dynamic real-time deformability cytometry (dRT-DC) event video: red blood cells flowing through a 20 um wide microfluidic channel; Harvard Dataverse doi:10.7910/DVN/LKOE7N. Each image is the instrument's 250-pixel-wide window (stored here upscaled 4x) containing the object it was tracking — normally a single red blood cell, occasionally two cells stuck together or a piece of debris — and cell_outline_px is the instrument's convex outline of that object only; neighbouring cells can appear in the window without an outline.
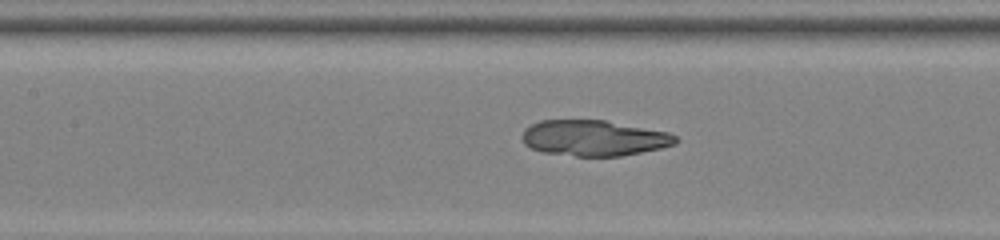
{"species": "common noctule bat (a hibernating species)", "species_latin": "Nyctalus noctula", "temperature_condition": "room temperature", "stored_images_in_passage": 43, "camera_frame_rate_fps": 3000, "um_per_image_px": 0.085, "animal": {"sex": "female", "body_mass_g": 22.0, "forearm_length_mm": 56.7}, "frame": {"image": 1, "passage_image": 16, "time_ms": 5.0, "image_size_px": [1000, 240], "cell_outline_px": [[680, 140], [676, 144], [660, 148], [620, 156], [576, 156], [544, 152], [532, 148], [524, 144], [524, 128], [540, 120], [604, 120], [668, 132], [676, 136]], "centroid_in_image_um": [50.51, 11.73], "position_along_channel_um": 156.9, "area_um2": 31.73}}
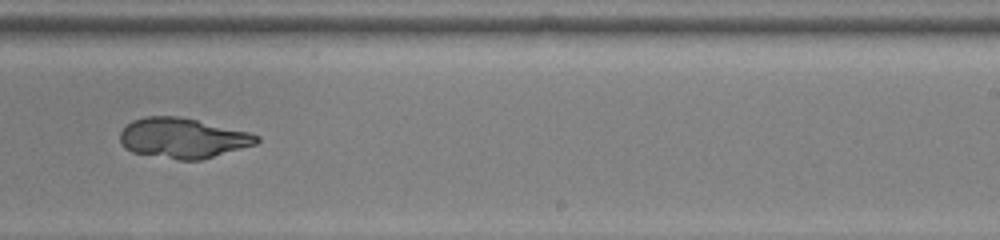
{"frame": {"image": 2, "passage_image": 25, "time_ms": 8.0, "image_size_px": [1000, 240], "cell_outline_px": [[260, 140], [256, 144], [200, 160], [176, 160], [132, 152], [124, 148], [120, 144], [120, 132], [132, 120], [144, 116], [180, 116], [248, 132], [260, 136]], "centroid_in_image_um": [15.5, 11.74], "position_along_channel_um": 273.5, "area_um2": 31.96}}
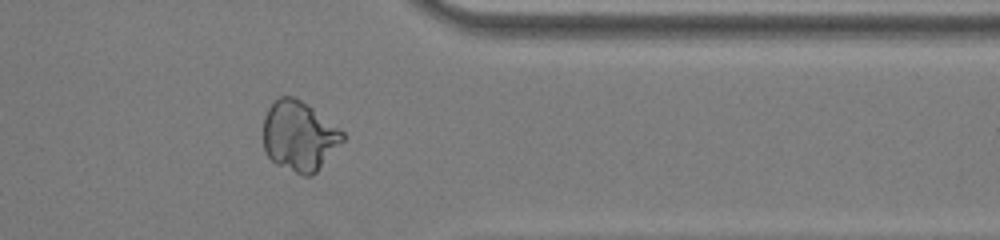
{"frame": {"image": 3, "passage_image": 34, "time_ms": 11.0, "image_size_px": [1000, 240], "cell_outline_px": [[344, 140], [316, 172], [312, 176], [304, 176], [276, 164], [264, 152], [264, 116], [272, 100], [280, 96], [292, 96], [300, 100], [312, 108], [340, 128], [344, 132]], "centroid_in_image_um": [25.42, 11.56], "position_along_channel_um": 386.0, "area_um2": 32.31}}